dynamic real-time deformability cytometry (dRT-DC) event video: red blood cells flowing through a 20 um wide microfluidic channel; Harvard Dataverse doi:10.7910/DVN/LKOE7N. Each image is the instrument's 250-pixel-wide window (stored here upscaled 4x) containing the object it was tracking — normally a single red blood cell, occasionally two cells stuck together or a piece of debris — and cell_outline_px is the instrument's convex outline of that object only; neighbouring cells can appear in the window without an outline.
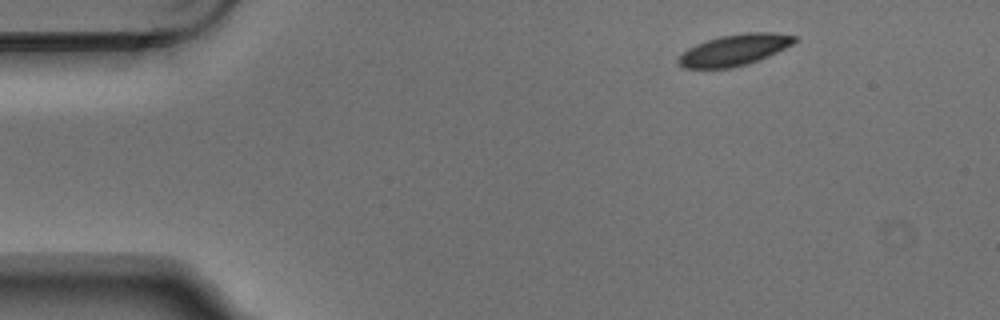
{"species": "Egyptian fruit bat (a non-hibernating species)", "species_latin": "Rousettus aegyptiacus", "temperature_condition": "warm", "stored_images_in_passage": 3, "camera_frame_rate_fps": 3000, "um_per_image_px": 0.085, "animal": {"sex": "male"}, "frame": {"image": 1, "passage_image": 1, "time_ms": 0.0, "image_size_px": [1000, 320], "cell_outline_px": [[800, 40], [768, 56], [748, 64], [732, 68], [684, 68], [676, 60], [688, 48], [696, 44], [720, 36], [748, 32], [772, 32], [800, 36]], "centroid_in_image_um": [62.48, 4.24], "position_along_channel_um": 22.5, "area_um2": 21.1}}